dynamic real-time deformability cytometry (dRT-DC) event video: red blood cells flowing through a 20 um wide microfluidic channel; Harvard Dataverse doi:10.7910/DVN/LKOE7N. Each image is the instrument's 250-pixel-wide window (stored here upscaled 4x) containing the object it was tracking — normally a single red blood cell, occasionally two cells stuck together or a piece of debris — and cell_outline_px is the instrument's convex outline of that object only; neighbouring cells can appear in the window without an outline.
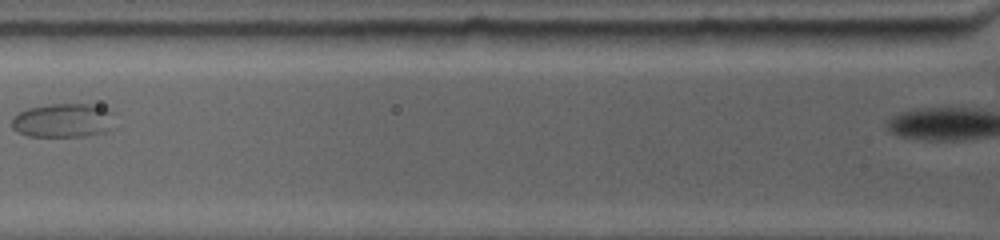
{"species": "common noctule bat (a hibernating species)", "species_latin": "Nyctalus noctula", "temperature_condition": "warm", "stored_images_in_passage": 3, "camera_frame_rate_fps": 4500, "um_per_image_px": 0.085, "animal": {"sex": "female", "body_mass_g": 19.0, "forearm_length_mm": 53.3}, "frame": {"image": 1, "passage_image": 2, "time_ms": 0.444, "image_size_px": [1000, 240], "cell_outline_px": [[116, 128], [104, 132], [80, 136], [28, 136], [12, 128], [12, 116], [28, 108], [44, 104], [100, 104], [112, 108], [116, 112]], "centroid_in_image_um": [5.52, 10.2], "position_along_channel_um": 120.3, "area_um2": 21.21}}